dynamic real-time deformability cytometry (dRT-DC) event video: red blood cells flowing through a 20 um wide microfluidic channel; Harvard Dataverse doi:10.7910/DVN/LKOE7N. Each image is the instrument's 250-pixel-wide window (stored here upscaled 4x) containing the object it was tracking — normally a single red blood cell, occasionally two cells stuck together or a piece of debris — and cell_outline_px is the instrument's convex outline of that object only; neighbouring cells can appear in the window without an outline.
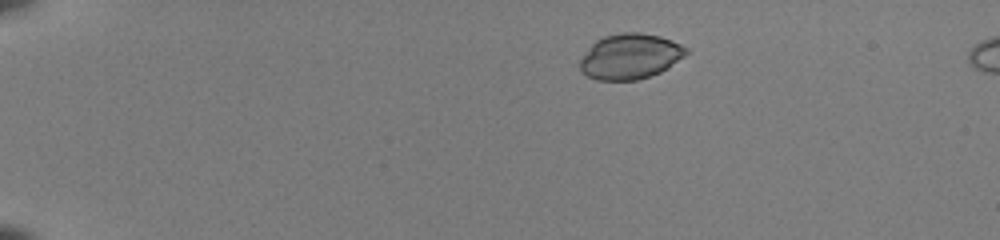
{"species": "common noctule bat (a hibernating species)", "species_latin": "Nyctalus noctula", "temperature_condition": "room temperature", "stored_images_in_passage": 42, "camera_frame_rate_fps": 3000, "um_per_image_px": 0.085, "animal": {"sex": "female", "body_mass_g": 22.0, "forearm_length_mm": 56.7}, "frame": {"image": 1, "passage_image": 1, "time_ms": 0.0, "image_size_px": [1000, 240], "cell_outline_px": [[688, 52], [684, 56], [660, 72], [636, 80], [596, 80], [588, 76], [580, 68], [580, 60], [592, 44], [596, 40], [604, 36], [620, 32], [640, 32], [660, 36], [672, 40], [688, 48]], "centroid_in_image_um": [53.56, 4.78], "position_along_channel_um": 31.4, "area_um2": 27.86}}
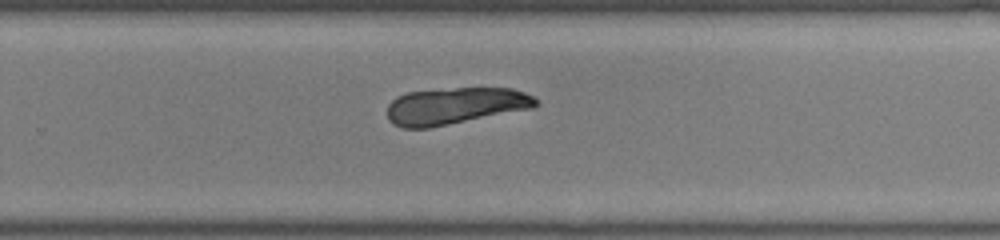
{"frame": {"image": 2, "passage_image": 27, "time_ms": 8.667, "image_size_px": [1000, 240], "cell_outline_px": [[540, 104], [532, 108], [428, 128], [400, 128], [392, 124], [388, 120], [388, 104], [396, 96], [408, 92], [456, 88], [512, 88], [524, 92], [532, 96]], "centroid_in_image_um": [38.66, 9.0], "position_along_channel_um": 291.1, "area_um2": 31.73}}
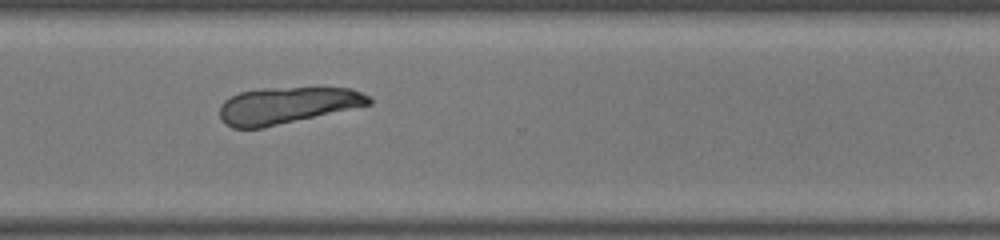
{"frame": {"image": 3, "passage_image": 31, "time_ms": 10.0, "image_size_px": [1000, 240], "cell_outline_px": [[372, 104], [264, 128], [232, 128], [224, 124], [220, 120], [220, 104], [224, 100], [240, 92], [264, 88], [352, 88], [368, 96], [372, 100]], "centroid_in_image_um": [24.36, 8.97], "position_along_channel_um": 346.2, "area_um2": 31.85}}